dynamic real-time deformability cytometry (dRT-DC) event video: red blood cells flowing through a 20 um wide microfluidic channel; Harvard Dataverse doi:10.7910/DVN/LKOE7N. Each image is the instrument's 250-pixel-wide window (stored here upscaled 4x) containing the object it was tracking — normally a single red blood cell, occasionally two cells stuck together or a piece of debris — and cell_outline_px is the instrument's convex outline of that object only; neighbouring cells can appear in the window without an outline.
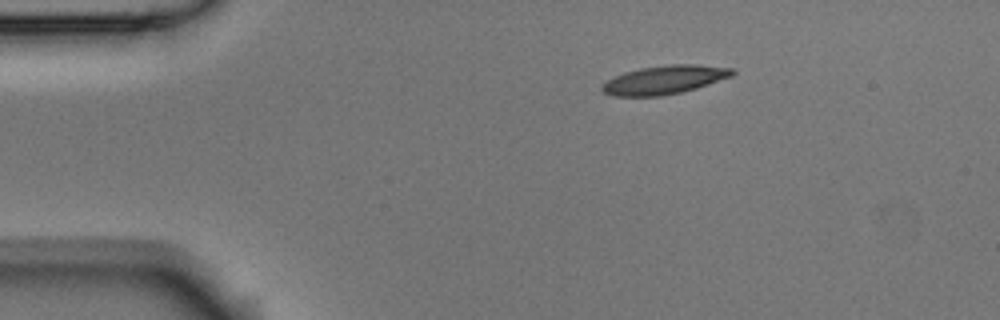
{"species": "Egyptian fruit bat (a non-hibernating species)", "species_latin": "Rousettus aegyptiacus", "temperature_condition": "room temperature", "stored_images_in_passage": 4, "camera_frame_rate_fps": 3000, "um_per_image_px": 0.085, "animal": {"sex": "male"}, "frame": {"image": 1, "passage_image": 1, "time_ms": 0.0, "image_size_px": [1000, 320], "cell_outline_px": [[736, 72], [732, 76], [696, 88], [680, 92], [660, 96], [612, 96], [604, 92], [600, 88], [608, 80], [624, 72], [640, 68], [668, 64], [692, 64], [732, 68]], "centroid_in_image_um": [56.48, 6.78], "position_along_channel_um": 28.5, "area_um2": 21.5}}
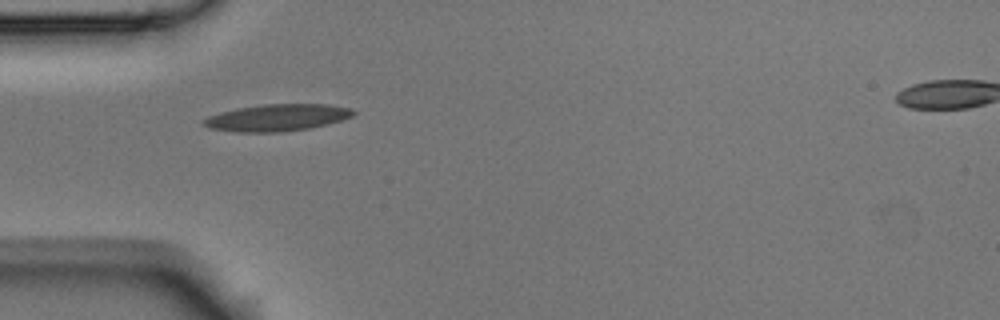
{"frame": {"image": 2, "passage_image": 3, "time_ms": 0.667, "image_size_px": [1000, 320], "cell_outline_px": [[356, 112], [352, 116], [340, 120], [308, 128], [280, 132], [236, 132], [208, 128], [200, 124], [208, 116], [220, 112], [236, 108], [264, 104], [328, 104], [352, 108]], "centroid_in_image_um": [23.51, 9.99], "position_along_channel_um": 61.5, "area_um2": 23.41}}
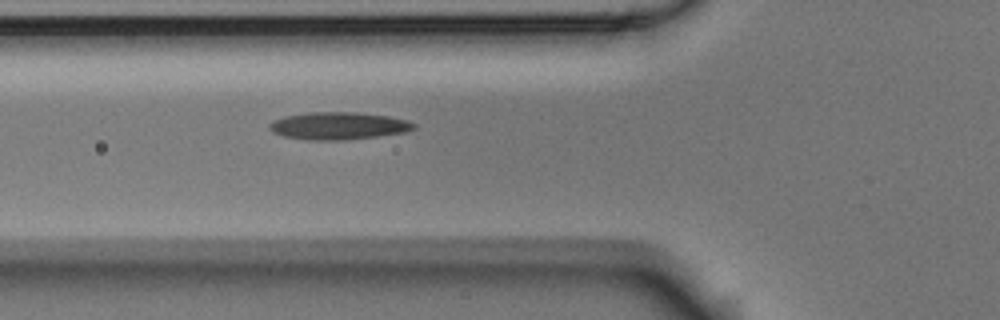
{"frame": {"image": 3, "passage_image": 4, "time_ms": 1.0, "image_size_px": [1000, 320], "cell_outline_px": [[416, 128], [404, 132], [376, 136], [344, 140], [308, 140], [284, 136], [272, 132], [268, 128], [268, 124], [272, 120], [284, 116], [312, 112], [352, 112], [388, 116], [404, 120], [416, 124]], "centroid_in_image_um": [28.7, 10.69], "position_along_channel_um": 97.1, "area_um2": 22.95}}